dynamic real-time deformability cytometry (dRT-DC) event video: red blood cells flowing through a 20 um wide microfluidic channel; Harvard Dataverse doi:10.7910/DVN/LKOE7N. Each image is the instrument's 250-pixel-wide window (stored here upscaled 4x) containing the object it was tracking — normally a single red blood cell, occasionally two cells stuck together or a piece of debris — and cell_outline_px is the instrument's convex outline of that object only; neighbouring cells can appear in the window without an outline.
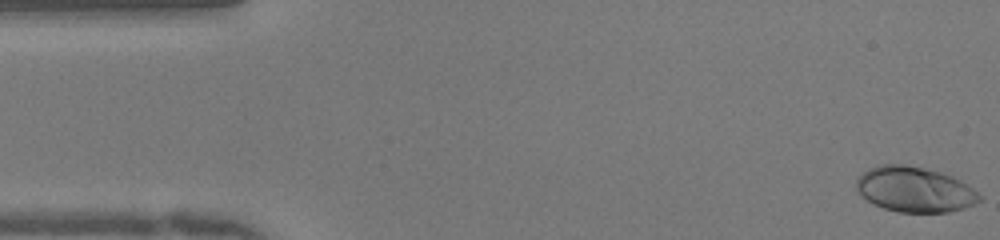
{"species": "human", "species_latin": "Homo sapiens", "temperature_condition": "warm", "stored_images_in_passage": 50, "camera_frame_rate_fps": 3000, "um_per_image_px": 0.085, "donor": {"sex": "female"}, "frame": {"image": 1, "passage_image": 1, "time_ms": 0.0, "image_size_px": [1000, 240], "cell_outline_px": [[984, 200], [964, 208], [948, 212], [900, 212], [884, 208], [868, 200], [856, 188], [856, 180], [868, 168], [880, 164], [904, 164], [924, 168], [940, 172], [952, 176], [968, 184]], "centroid_in_image_um": [77.77, 16.09], "position_along_channel_um": 7.2, "area_um2": 32.31}}
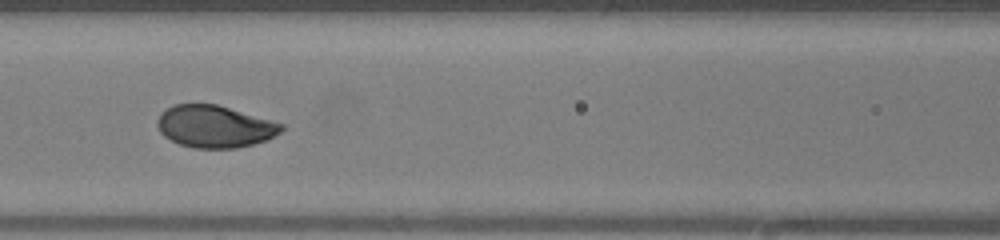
{"frame": {"image": 2, "passage_image": 21, "time_ms": 6.667, "image_size_px": [1000, 240], "cell_outline_px": [[284, 128], [280, 132], [264, 140], [252, 144], [236, 148], [192, 148], [180, 144], [164, 136], [160, 132], [156, 124], [156, 120], [160, 112], [176, 104], [216, 104], [284, 124]], "centroid_in_image_um": [18.2, 10.75], "position_along_channel_um": 148.4, "area_um2": 30.23}}
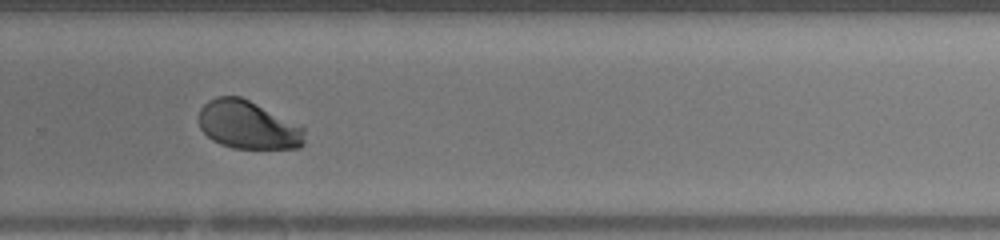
{"frame": {"image": 3, "passage_image": 33, "time_ms": 10.667, "image_size_px": [1000, 240], "cell_outline_px": [[304, 144], [300, 148], [232, 148], [220, 144], [212, 140], [200, 128], [200, 108], [208, 100], [216, 96], [240, 96], [304, 124]], "centroid_in_image_um": [21.14, 10.61], "position_along_channel_um": 308.7, "area_um2": 30.23}, "authors_computed_cell_mechanics": {"area_um2": 30.7207, "velocity_mm_per_s": 4.0244, "shape_relaxation_time_tau1_ms": 2.146, "shape_relaxation_time_tau2_ms": null, "deformation_change_tau1": 0.1476, "deformation_change_tau2": null}}